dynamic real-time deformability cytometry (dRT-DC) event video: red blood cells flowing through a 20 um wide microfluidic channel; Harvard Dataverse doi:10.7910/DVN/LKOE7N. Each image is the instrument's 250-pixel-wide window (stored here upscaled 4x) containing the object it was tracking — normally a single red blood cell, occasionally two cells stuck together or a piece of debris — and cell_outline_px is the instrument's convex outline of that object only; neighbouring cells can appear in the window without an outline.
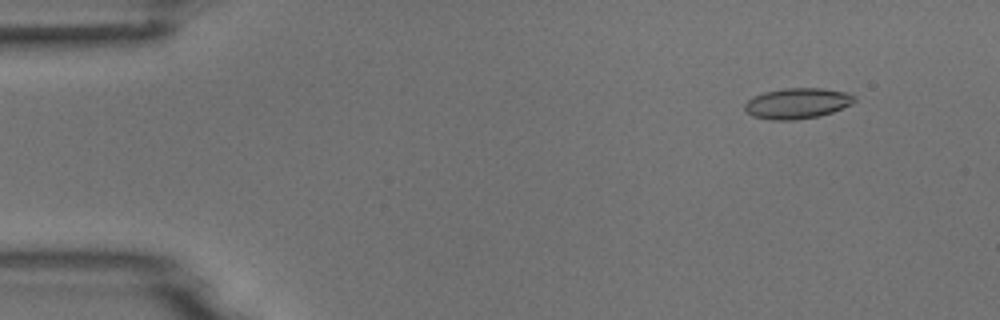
{"species": "common noctule bat (a hibernating species)", "species_latin": "Nyctalus noctula", "temperature_condition": "room temperature", "stored_images_in_passage": 3, "camera_frame_rate_fps": 3000, "um_per_image_px": 0.085, "animal": {"sex": "male", "body_mass_g": 18.8}, "frame": {"image": 1, "passage_image": 1, "time_ms": 0.0, "image_size_px": [1000, 320], "cell_outline_px": [[856, 100], [852, 104], [832, 112], [820, 116], [792, 120], [772, 120], [752, 116], [744, 108], [744, 104], [752, 96], [764, 92], [784, 88], [824, 88], [848, 92], [856, 96]], "centroid_in_image_um": [67.79, 8.77], "position_along_channel_um": 17.2, "area_um2": 19.77}}
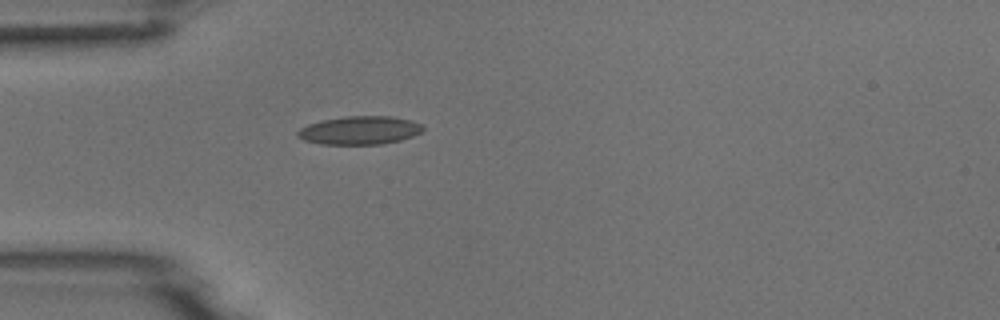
{"frame": {"image": 2, "passage_image": 3, "time_ms": 3.333, "image_size_px": [1000, 320], "cell_outline_px": [[424, 128], [420, 132], [412, 136], [400, 140], [380, 144], [320, 144], [304, 140], [296, 136], [296, 132], [300, 128], [308, 124], [324, 120], [344, 116], [392, 116], [412, 120], [424, 124]], "centroid_in_image_um": [30.58, 11.07], "position_along_channel_um": 54.4, "area_um2": 20.75}}